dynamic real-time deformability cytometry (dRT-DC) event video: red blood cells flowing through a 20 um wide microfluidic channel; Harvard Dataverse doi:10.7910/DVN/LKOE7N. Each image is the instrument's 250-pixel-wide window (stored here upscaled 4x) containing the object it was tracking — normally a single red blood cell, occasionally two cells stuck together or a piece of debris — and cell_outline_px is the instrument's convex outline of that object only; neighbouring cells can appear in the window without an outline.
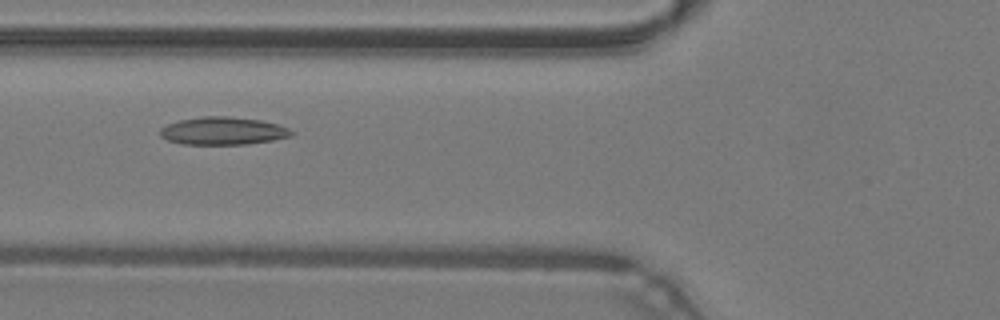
{"species": "common noctule bat (a hibernating species)", "species_latin": "Nyctalus noctula", "temperature_condition": "warm", "stored_images_in_passage": 34, "camera_frame_rate_fps": 3000, "um_per_image_px": 0.085, "animal": {"sex": "male", "body_mass_g": 19.2, "forearm_length_mm": 51.8}, "frame": {"image": 1, "passage_image": 4, "time_ms": 1.0, "image_size_px": [1000, 320], "cell_outline_px": [[296, 132], [292, 136], [272, 140], [244, 144], [180, 144], [168, 140], [160, 136], [160, 128], [168, 124], [180, 120], [200, 116], [228, 116], [260, 120], [276, 124], [288, 128]], "centroid_in_image_um": [18.94, 11.12], "position_along_channel_um": 106.9, "area_um2": 21.21}}
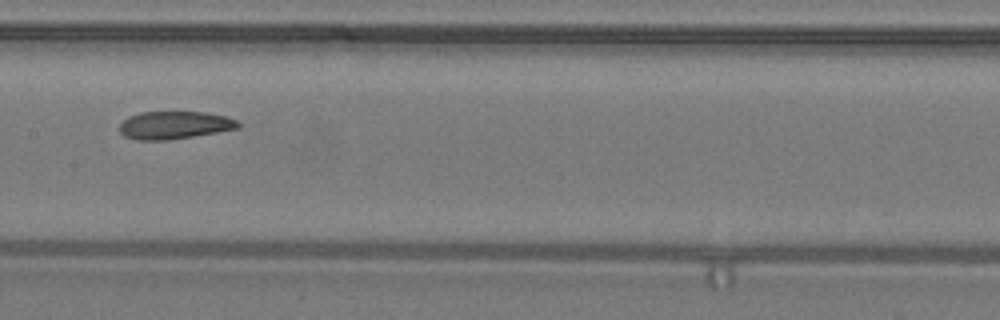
{"frame": {"image": 2, "passage_image": 10, "time_ms": 3.0, "image_size_px": [1000, 320], "cell_outline_px": [[240, 128], [168, 140], [136, 140], [124, 136], [120, 132], [120, 124], [128, 116], [140, 112], [204, 112], [224, 116], [236, 120], [240, 124]], "centroid_in_image_um": [14.8, 10.64], "position_along_channel_um": 192.6, "area_um2": 19.07}}
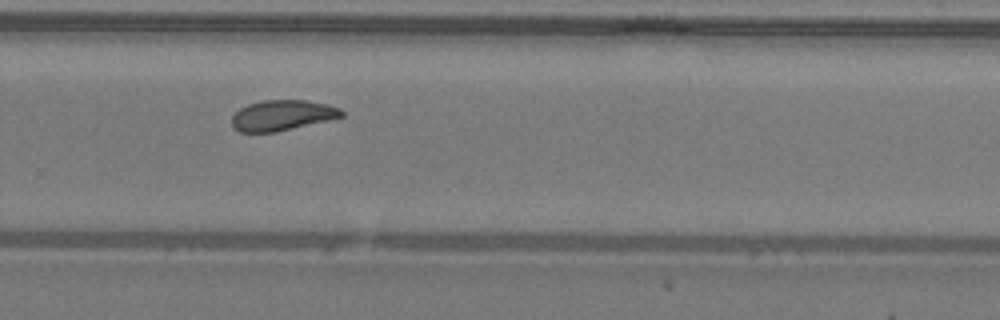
{"frame": {"image": 3, "passage_image": 18, "time_ms": 5.667, "image_size_px": [1000, 320], "cell_outline_px": [[344, 116], [328, 120], [276, 132], [240, 132], [232, 124], [232, 116], [240, 108], [248, 104], [264, 100], [304, 100], [328, 104], [340, 108], [344, 112]], "centroid_in_image_um": [24.0, 9.79], "position_along_channel_um": 305.8, "area_um2": 19.36}, "authors_computed_cell_mechanics": {"area_um2": 20.3456, "velocity_mm_per_s": 4.266, "shape_relaxation_time_tau1_ms": null, "shape_relaxation_time_tau2_ms": 2.9374, "deformation_change_tau1": null, "deformation_change_tau2": 0.0903}}